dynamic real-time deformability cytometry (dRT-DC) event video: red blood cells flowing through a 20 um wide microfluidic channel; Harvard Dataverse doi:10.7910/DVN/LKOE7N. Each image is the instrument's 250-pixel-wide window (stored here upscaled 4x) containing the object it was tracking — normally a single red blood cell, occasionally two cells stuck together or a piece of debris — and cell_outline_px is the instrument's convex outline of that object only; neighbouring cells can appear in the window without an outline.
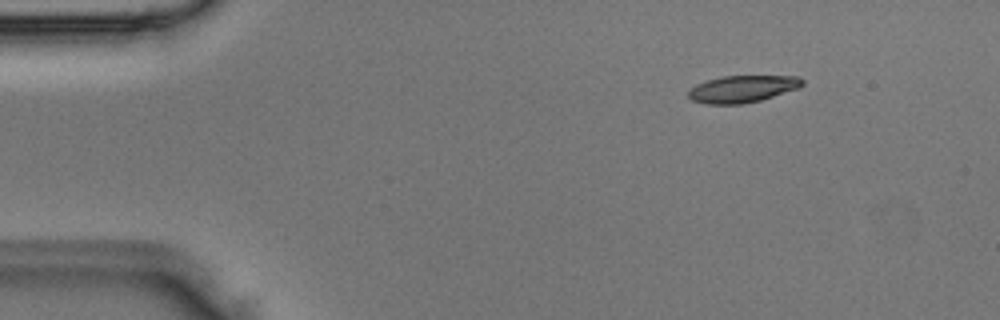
{"species": "Egyptian fruit bat (a non-hibernating species)", "species_latin": "Rousettus aegyptiacus", "temperature_condition": "room temperature", "stored_images_in_passage": 3, "camera_frame_rate_fps": 3000, "um_per_image_px": 0.085, "animal": {"sex": "male"}, "frame": {"image": 1, "passage_image": 1, "time_ms": 0.0, "image_size_px": [1000, 320], "cell_outline_px": [[804, 84], [800, 88], [760, 100], [744, 104], [704, 104], [692, 100], [688, 96], [688, 88], [696, 84], [720, 76], [800, 76], [804, 80]], "centroid_in_image_um": [63.1, 7.56], "position_along_channel_um": 21.9, "area_um2": 18.15}}